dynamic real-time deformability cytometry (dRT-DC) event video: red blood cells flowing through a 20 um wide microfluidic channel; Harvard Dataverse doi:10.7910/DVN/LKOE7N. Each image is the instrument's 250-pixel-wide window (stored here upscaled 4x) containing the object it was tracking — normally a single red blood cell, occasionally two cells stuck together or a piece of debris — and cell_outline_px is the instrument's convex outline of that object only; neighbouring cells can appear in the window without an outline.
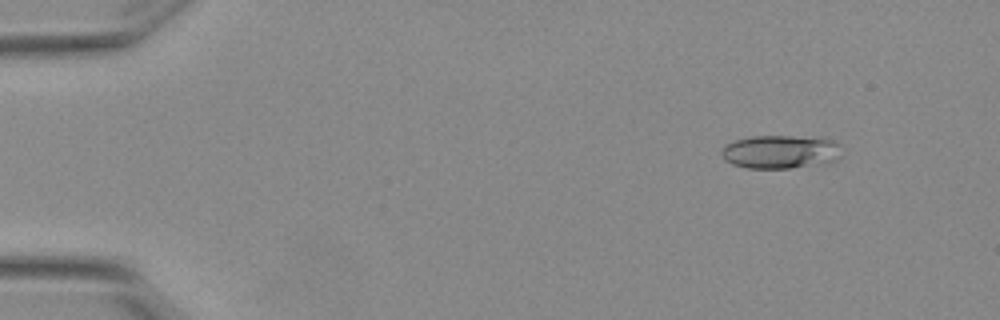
{"species": "Egyptian fruit bat (a non-hibernating species)", "species_latin": "Rousettus aegyptiacus", "temperature_condition": "warm", "stored_images_in_passage": 4, "camera_frame_rate_fps": 3000, "um_per_image_px": 0.085, "animal": {"sex": "female"}, "frame": {"image": 1, "passage_image": 2, "time_ms": 0.333, "image_size_px": [1000, 320], "cell_outline_px": [[840, 156], [836, 160], [828, 164], [792, 168], [744, 168], [732, 164], [724, 160], [720, 152], [728, 144], [736, 140], [752, 136], [824, 136], [840, 144]], "centroid_in_image_um": [66.41, 12.9], "position_along_channel_um": 18.6, "area_um2": 23.99}}